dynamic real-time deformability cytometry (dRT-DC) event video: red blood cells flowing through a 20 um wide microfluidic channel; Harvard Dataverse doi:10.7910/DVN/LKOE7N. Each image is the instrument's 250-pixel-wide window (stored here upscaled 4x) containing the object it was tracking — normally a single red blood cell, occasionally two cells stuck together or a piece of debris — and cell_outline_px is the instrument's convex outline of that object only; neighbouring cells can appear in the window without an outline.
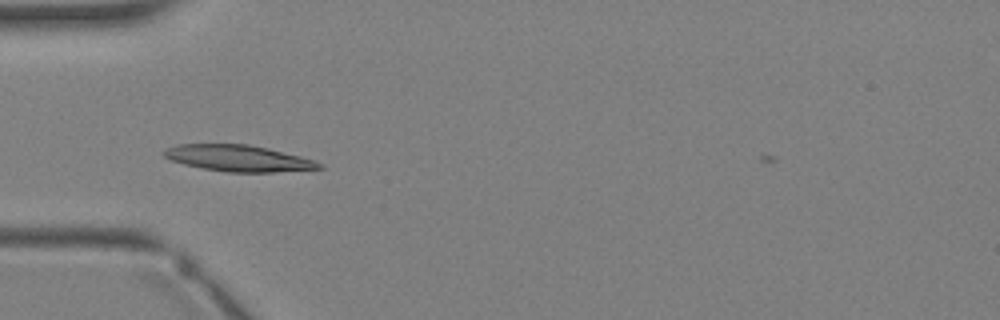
{"species": "Egyptian fruit bat (a non-hibernating species)", "species_latin": "Rousettus aegyptiacus", "temperature_condition": "warm", "stored_images_in_passage": 4, "camera_frame_rate_fps": 3000, "um_per_image_px": 0.085, "animal": {"sex": "female"}, "frame": {"image": 1, "passage_image": 4, "time_ms": 3.333, "image_size_px": [1000, 320], "cell_outline_px": [[324, 168], [272, 172], [228, 172], [204, 168], [184, 164], [172, 160], [164, 156], [160, 152], [164, 148], [176, 144], [248, 144], [268, 148], [316, 160], [324, 164]], "centroid_in_image_um": [20.26, 13.44], "position_along_channel_um": 64.7, "area_um2": 23.87}}